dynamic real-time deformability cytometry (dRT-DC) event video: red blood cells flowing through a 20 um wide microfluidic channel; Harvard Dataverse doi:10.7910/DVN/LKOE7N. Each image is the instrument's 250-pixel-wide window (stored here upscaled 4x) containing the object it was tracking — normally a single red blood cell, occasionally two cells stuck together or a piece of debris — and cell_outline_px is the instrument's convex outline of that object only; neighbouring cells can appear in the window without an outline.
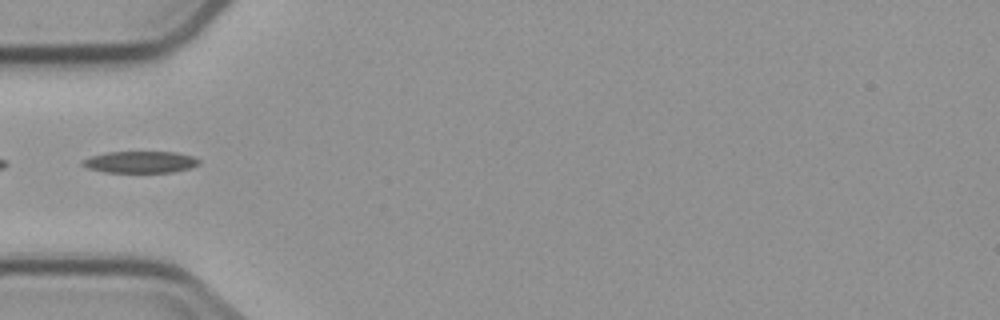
{"species": "common noctule bat (a hibernating species)", "species_latin": "Nyctalus noctula", "temperature_condition": "cold", "stored_images_in_passage": 5, "camera_frame_rate_fps": 3000, "um_per_image_px": 0.085, "animal": {"sex": "male", "body_mass_g": 23.1, "forearm_length_mm": 52.7}, "frame": {"image": 1, "passage_image": 4, "time_ms": 3.333, "image_size_px": [1000, 320], "cell_outline_px": [[200, 164], [188, 168], [172, 172], [104, 172], [88, 168], [80, 164], [80, 160], [92, 156], [108, 152], [176, 152], [192, 156], [200, 160]], "centroid_in_image_um": [11.9, 13.77], "position_along_channel_um": 73.1, "area_um2": 14.68}}
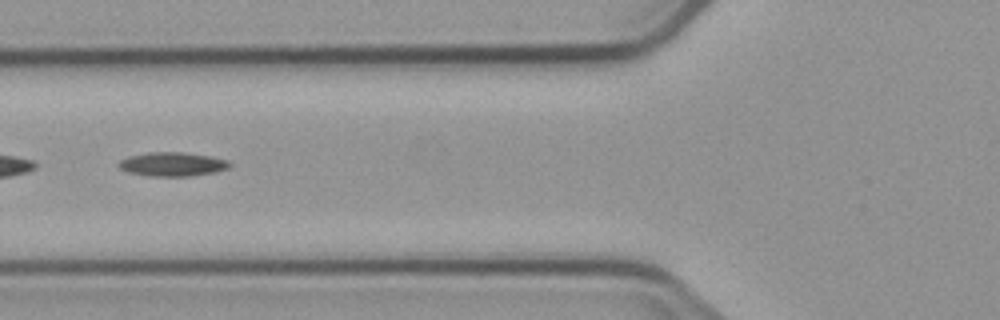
{"frame": {"image": 2, "passage_image": 5, "time_ms": 4.333, "image_size_px": [1000, 320], "cell_outline_px": [[232, 164], [228, 168], [212, 172], [188, 176], [148, 176], [128, 172], [120, 168], [116, 164], [120, 160], [128, 156], [148, 152], [184, 152], [212, 156], [228, 160]], "centroid_in_image_um": [14.63, 13.94], "position_along_channel_um": 111.2, "area_um2": 15.55}}